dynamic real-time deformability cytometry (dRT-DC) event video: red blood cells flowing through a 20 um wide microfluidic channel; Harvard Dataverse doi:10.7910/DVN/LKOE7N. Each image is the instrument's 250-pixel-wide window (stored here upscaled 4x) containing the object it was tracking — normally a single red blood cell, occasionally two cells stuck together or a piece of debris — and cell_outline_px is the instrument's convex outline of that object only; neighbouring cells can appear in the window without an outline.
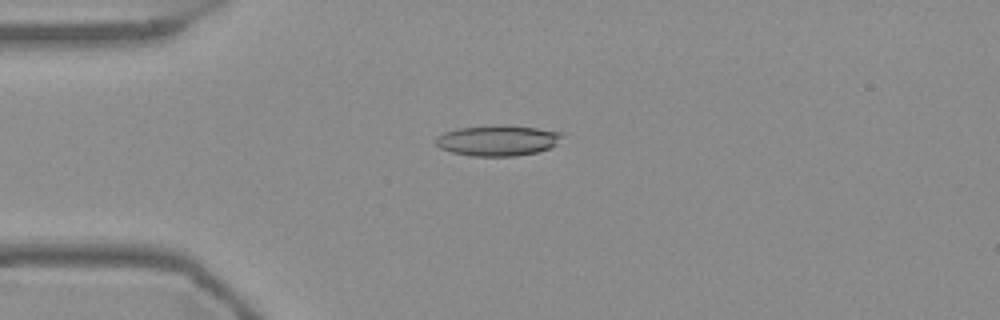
{"species": "Egyptian fruit bat (a non-hibernating species)", "species_latin": "Rousettus aegyptiacus", "temperature_condition": "warm", "stored_images_in_passage": 55, "camera_frame_rate_fps": 3000, "um_per_image_px": 0.085, "frame": {"image": 1, "passage_image": 14, "time_ms": 4.333, "image_size_px": [1000, 320], "cell_outline_px": [[564, 132], [556, 144], [552, 148], [536, 152], [516, 156], [472, 156], [452, 152], [440, 148], [436, 144], [436, 136], [444, 132], [460, 128], [496, 124], [504, 124], [536, 128]], "centroid_in_image_um": [42.31, 11.93], "position_along_channel_um": 42.7, "area_um2": 22.72}}
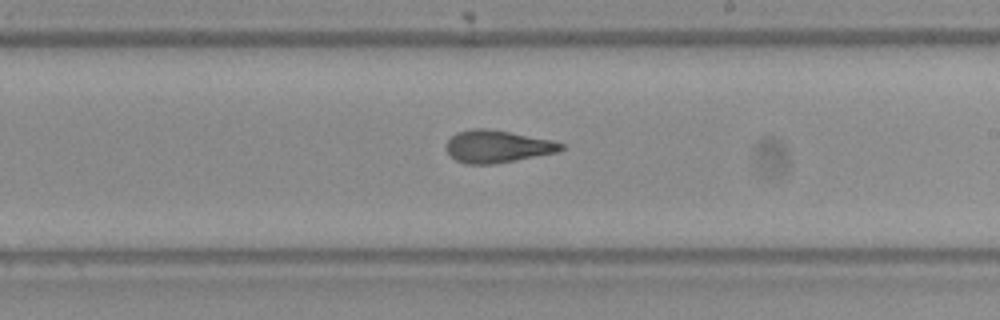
{"frame": {"image": 2, "passage_image": 32, "time_ms": 10.333, "image_size_px": [1000, 320], "cell_outline_px": [[564, 148], [560, 152], [496, 164], [464, 164], [456, 160], [448, 152], [448, 140], [456, 132], [472, 128], [488, 128], [552, 140], [564, 144]], "centroid_in_image_um": [42.31, 12.45], "position_along_channel_um": 246.7, "area_um2": 21.73}}
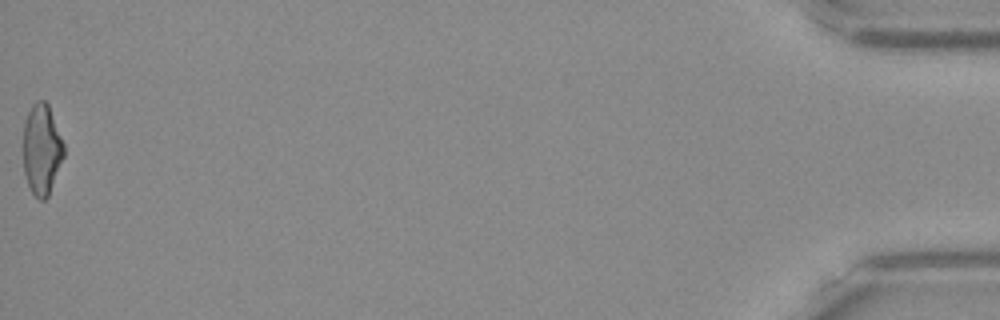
{"frame": {"image": 3, "passage_image": 55, "time_ms": 18.0, "image_size_px": [1000, 320], "cell_outline_px": [[64, 156], [48, 196], [44, 200], [40, 200], [32, 192], [28, 184], [24, 172], [24, 124], [28, 112], [32, 104], [36, 100], [44, 100], [48, 104], [64, 144]], "centroid_in_image_um": [3.55, 12.68], "position_along_channel_um": 431.6, "area_um2": 21.21}, "authors_computed_cell_mechanics": {"area_um2": 22.0796, "velocity_mm_per_s": 3.7487, "shape_relaxation_time_tau1_ms": null, "shape_relaxation_time_tau2_ms": 2.0655, "deformation_change_tau1": null, "deformation_change_tau2": 0.1178}}